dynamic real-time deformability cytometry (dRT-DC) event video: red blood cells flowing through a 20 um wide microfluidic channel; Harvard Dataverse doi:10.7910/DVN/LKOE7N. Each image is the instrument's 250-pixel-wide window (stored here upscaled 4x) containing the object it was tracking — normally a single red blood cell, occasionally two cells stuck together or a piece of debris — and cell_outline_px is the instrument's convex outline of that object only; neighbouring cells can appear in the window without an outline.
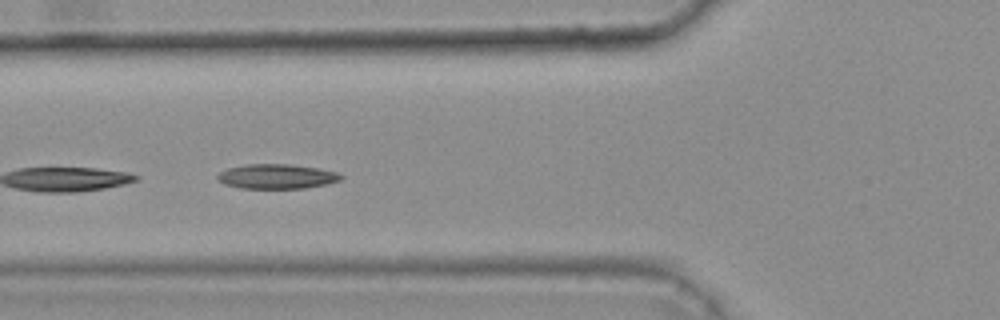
{"species": "common noctule bat (a hibernating species)", "species_latin": "Nyctalus noctula", "temperature_condition": "warm", "stored_images_in_passage": 9, "camera_frame_rate_fps": 3000, "um_per_image_px": 0.085, "animal": {"sex": "female", "body_mass_g": 25.1}, "frame": {"image": 1, "passage_image": 7, "time_ms": 2.0, "image_size_px": [1000, 320], "cell_outline_px": [[344, 176], [340, 180], [324, 184], [304, 188], [240, 188], [224, 184], [216, 180], [216, 176], [220, 172], [228, 168], [244, 164], [292, 164], [320, 168], [340, 172]], "centroid_in_image_um": [23.52, 14.98], "position_along_channel_um": 102.3, "area_um2": 17.92}}